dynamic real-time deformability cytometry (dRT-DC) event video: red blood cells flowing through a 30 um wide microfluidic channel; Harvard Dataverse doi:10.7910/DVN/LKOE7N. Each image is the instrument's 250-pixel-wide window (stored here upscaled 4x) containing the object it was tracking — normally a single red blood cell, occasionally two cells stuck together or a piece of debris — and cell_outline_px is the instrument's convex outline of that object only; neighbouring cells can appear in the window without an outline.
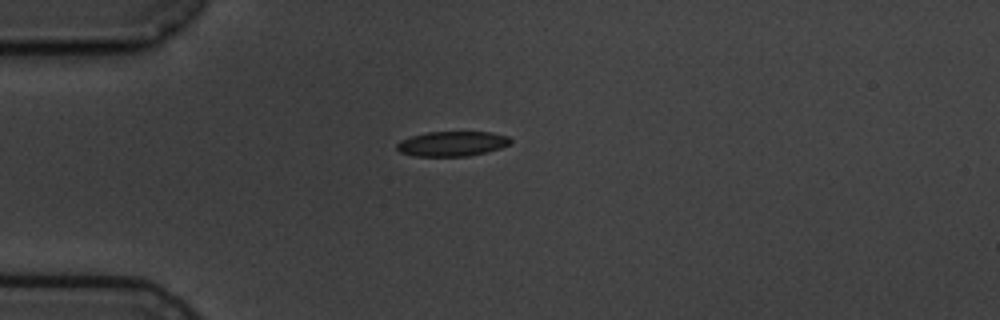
{"species": "common noctule bat (a hibernating species)", "species_latin": "Nyctalus noctula", "temperature_condition": "cold", "stored_images_in_passage": 7, "camera_frame_rate_fps": 3000, "um_per_image_px": 0.085, "animal": {"sex": "male", "body_mass_g": 19.5, "forearm_length_mm": 54.6}, "frame": {"image": 1, "passage_image": 1, "time_ms": 0.0, "image_size_px": [1000, 320], "cell_outline_px": [[512, 140], [508, 144], [500, 148], [488, 152], [468, 156], [416, 156], [400, 152], [396, 148], [396, 144], [400, 140], [424, 132], [492, 132], [508, 136]], "centroid_in_image_um": [38.42, 12.21], "position_along_channel_um": 46.6, "area_um2": 16.53}}
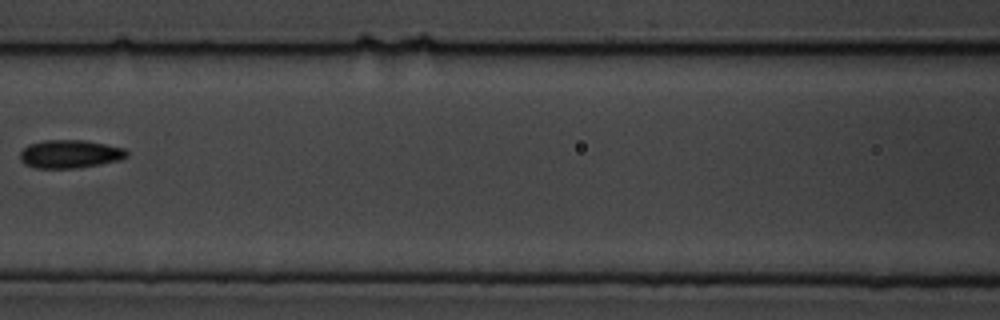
{"frame": {"image": 2, "passage_image": 4, "time_ms": 3.667, "image_size_px": [1000, 320], "cell_outline_px": [[128, 156], [120, 160], [100, 164], [76, 168], [36, 168], [24, 164], [20, 160], [20, 152], [28, 144], [44, 140], [84, 140], [124, 148], [128, 152]], "centroid_in_image_um": [5.93, 13.09], "position_along_channel_um": 160.7, "area_um2": 17.57}}
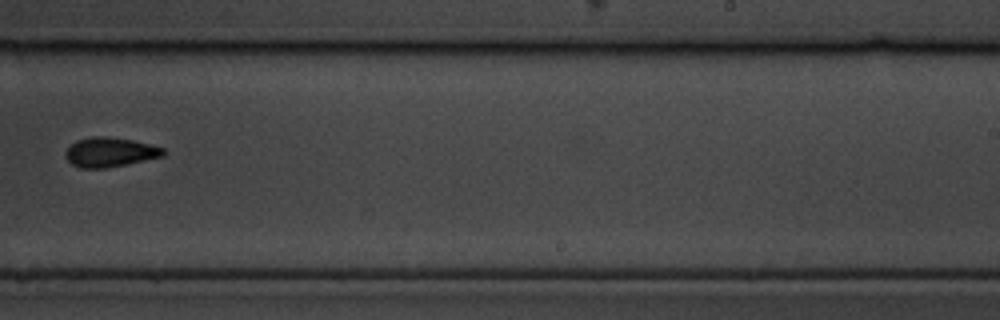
{"frame": {"image": 3, "passage_image": 7, "time_ms": 7.0, "image_size_px": [1000, 320], "cell_outline_px": [[164, 156], [128, 164], [104, 168], [80, 168], [72, 164], [64, 156], [64, 152], [76, 140], [92, 136], [108, 136], [132, 140], [164, 148]], "centroid_in_image_um": [9.32, 12.93], "position_along_channel_um": 279.7, "area_um2": 16.82}}